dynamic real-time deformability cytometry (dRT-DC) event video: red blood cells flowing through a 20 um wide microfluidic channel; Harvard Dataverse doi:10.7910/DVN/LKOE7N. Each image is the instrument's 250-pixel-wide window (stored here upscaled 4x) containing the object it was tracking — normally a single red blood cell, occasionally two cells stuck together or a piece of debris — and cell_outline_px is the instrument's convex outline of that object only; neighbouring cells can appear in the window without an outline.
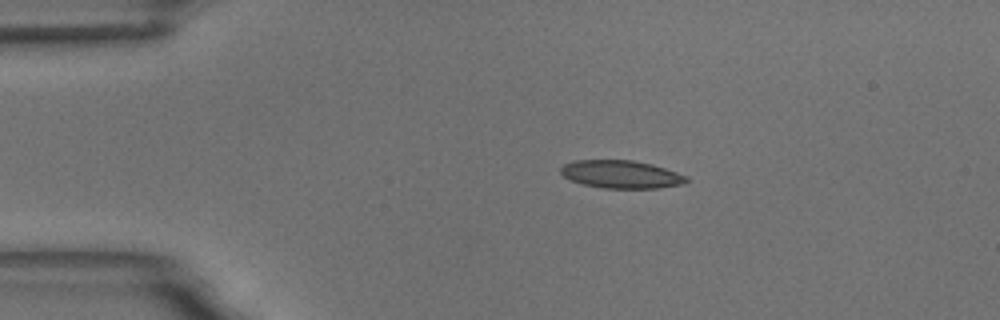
{"species": "common noctule bat (a hibernating species)", "species_latin": "Nyctalus noctula", "temperature_condition": "room temperature", "stored_images_in_passage": 48, "camera_frame_rate_fps": 3000, "um_per_image_px": 0.085, "animal": {"sex": "male", "body_mass_g": 18.8}, "frame": {"image": 1, "passage_image": 1, "time_ms": 0.0, "image_size_px": [1000, 320], "cell_outline_px": [[688, 180], [684, 184], [656, 188], [604, 188], [584, 184], [572, 180], [564, 176], [560, 172], [560, 168], [564, 164], [572, 160], [632, 160], [652, 164], [688, 176]], "centroid_in_image_um": [52.8, 14.81], "position_along_channel_um": 32.2, "area_um2": 20.35}}
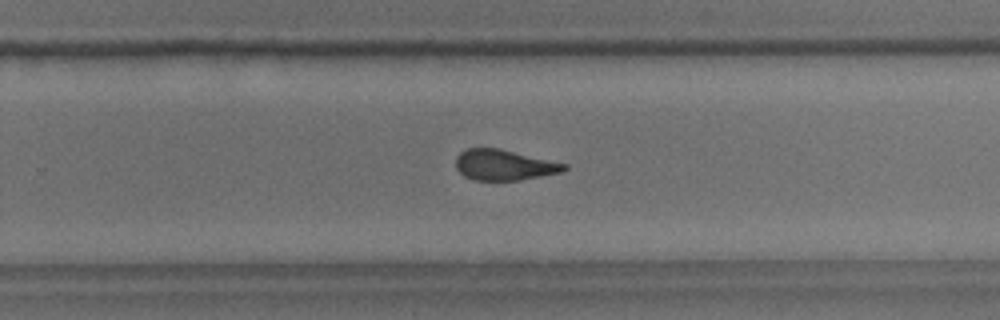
{"frame": {"image": 2, "passage_image": 27, "time_ms": 8.667, "image_size_px": [1000, 320], "cell_outline_px": [[568, 168], [560, 172], [520, 180], [472, 180], [464, 176], [456, 168], [456, 156], [460, 152], [468, 148], [500, 148], [568, 164]], "centroid_in_image_um": [42.83, 14.01], "position_along_channel_um": 287.0, "area_um2": 19.36}}
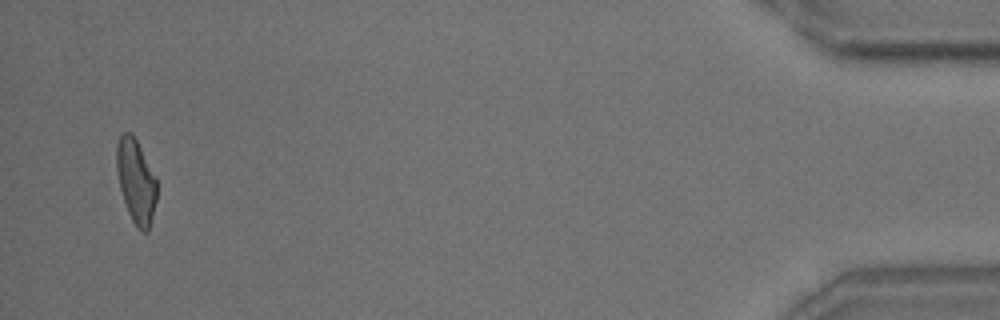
{"frame": {"image": 3, "passage_image": 46, "time_ms": 15.0, "image_size_px": [1000, 320], "cell_outline_px": [[156, 200], [148, 232], [144, 232], [136, 228], [128, 212], [120, 188], [116, 172], [116, 144], [120, 136], [124, 132], [132, 132], [156, 180]], "centroid_in_image_um": [11.53, 15.41], "position_along_channel_um": 423.7, "area_um2": 19.36}, "authors_computed_cell_mechanics": {"area_um2": 20.4323, "velocity_mm_per_s": 3.4597, "shape_relaxation_time_tau1_ms": 10.9968, "shape_relaxation_time_tau2_ms": 2.6965, "deformation_change_tau1": 0.2292, "deformation_change_tau2": 0.1064}}